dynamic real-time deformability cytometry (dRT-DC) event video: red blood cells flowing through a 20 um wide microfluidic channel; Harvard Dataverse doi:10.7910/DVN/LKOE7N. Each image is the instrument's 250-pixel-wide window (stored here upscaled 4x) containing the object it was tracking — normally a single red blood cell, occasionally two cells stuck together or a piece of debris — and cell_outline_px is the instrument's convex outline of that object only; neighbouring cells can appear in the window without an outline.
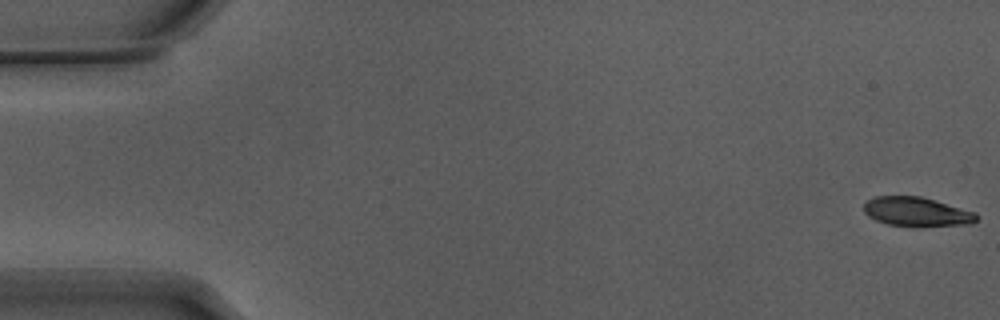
{"species": "Egyptian fruit bat (a non-hibernating species)", "species_latin": "Rousettus aegyptiacus", "temperature_condition": "warm", "stored_images_in_passage": 54, "camera_frame_rate_fps": 3000, "um_per_image_px": 0.085, "animal": {"sex": "male"}, "frame": {"image": 1, "passage_image": 1, "time_ms": 0.0, "image_size_px": [1000, 320], "cell_outline_px": [[980, 216], [972, 224], [920, 228], [888, 224], [876, 220], [868, 216], [864, 212], [864, 204], [868, 200], [876, 196], [920, 196], [976, 212]], "centroid_in_image_um": [77.96, 18.03], "position_along_channel_um": 7.0, "area_um2": 19.59}}
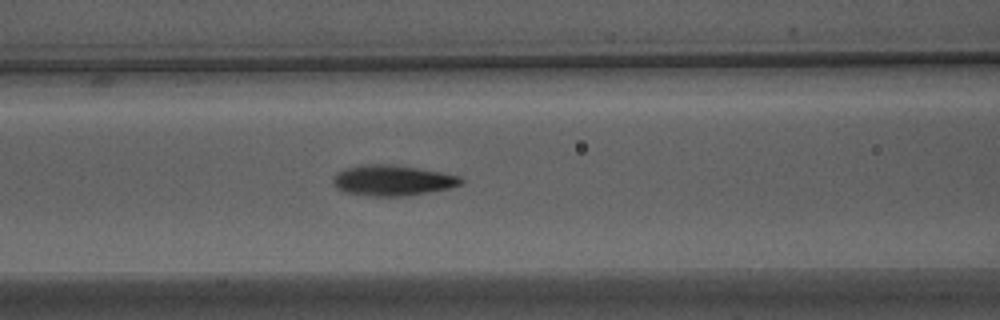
{"frame": {"image": 2, "passage_image": 23, "time_ms": 7.333, "image_size_px": [1000, 320], "cell_outline_px": [[464, 180], [460, 184], [448, 188], [408, 196], [372, 196], [344, 192], [336, 188], [332, 184], [332, 176], [336, 172], [344, 168], [364, 164], [388, 164], [416, 168], [440, 172], [460, 176]], "centroid_in_image_um": [33.29, 15.33], "position_along_channel_um": 133.3, "area_um2": 22.83}}
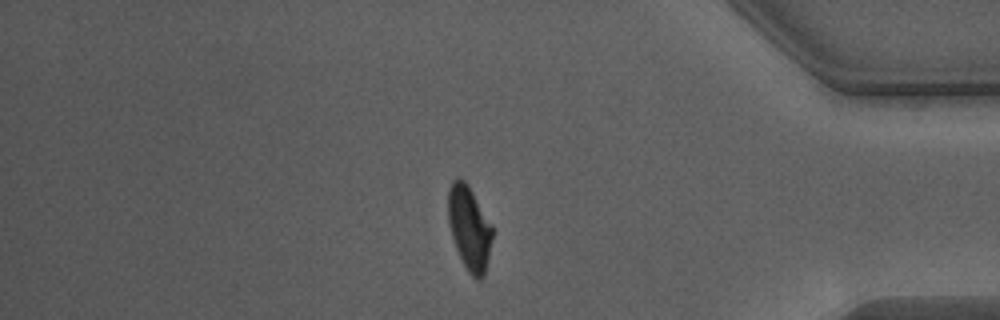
{"frame": {"image": 3, "passage_image": 46, "time_ms": 15.0, "image_size_px": [1000, 320], "cell_outline_px": [[492, 236], [484, 276], [480, 280], [476, 280], [468, 272], [456, 248], [448, 224], [448, 188], [452, 180], [456, 176], [460, 176], [468, 184], [492, 224]], "centroid_in_image_um": [39.87, 19.33], "position_along_channel_um": 395.3, "area_um2": 21.73}, "authors_computed_cell_mechanics": {"area_um2": 21.6461, "velocity_mm_per_s": 3.8304, "shape_relaxation_time_tau1_ms": 2.8666, "shape_relaxation_time_tau2_ms": 1.5662, "deformation_change_tau1": 0.184, "deformation_change_tau2": 0.092}}